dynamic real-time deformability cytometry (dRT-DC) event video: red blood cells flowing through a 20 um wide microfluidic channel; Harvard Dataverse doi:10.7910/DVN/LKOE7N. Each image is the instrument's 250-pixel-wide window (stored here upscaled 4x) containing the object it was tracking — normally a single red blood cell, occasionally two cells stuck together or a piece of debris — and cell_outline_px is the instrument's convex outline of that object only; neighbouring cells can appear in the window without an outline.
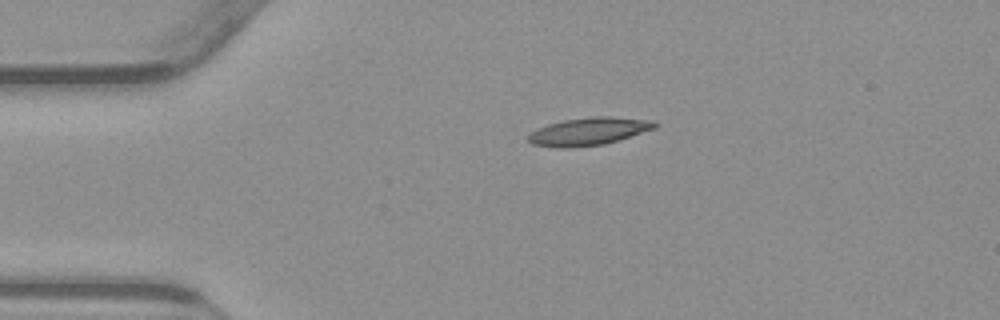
{"species": "common noctule bat (a hibernating species)", "species_latin": "Nyctalus noctula", "temperature_condition": "warm", "stored_images_in_passage": 43, "camera_frame_rate_fps": 3000, "um_per_image_px": 0.085, "animal": {"sex": "male", "body_mass_g": 23.1, "forearm_length_mm": 52.7}, "frame": {"image": 1, "passage_image": 1, "time_ms": 0.0, "image_size_px": [1000, 320], "cell_outline_px": [[660, 124], [656, 128], [620, 140], [604, 144], [568, 148], [560, 148], [532, 144], [528, 140], [528, 136], [532, 132], [548, 124], [564, 120], [592, 116], [608, 116], [656, 120]], "centroid_in_image_um": [50.13, 11.16], "position_along_channel_um": 34.9, "area_um2": 20.58}}
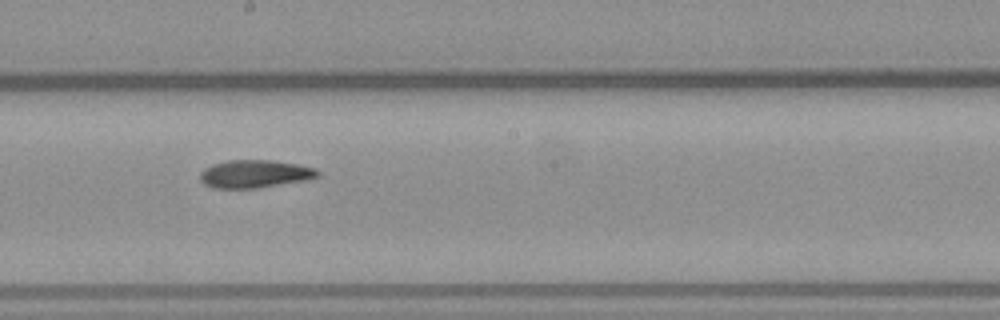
{"frame": {"image": 2, "passage_image": 19, "time_ms": 6.0, "image_size_px": [1000, 320], "cell_outline_px": [[320, 176], [304, 180], [256, 188], [212, 188], [204, 184], [200, 180], [200, 172], [204, 168], [212, 164], [228, 160], [268, 160], [296, 164], [316, 168], [320, 172]], "centroid_in_image_um": [21.62, 14.78], "position_along_channel_um": 226.6, "area_um2": 19.02}}
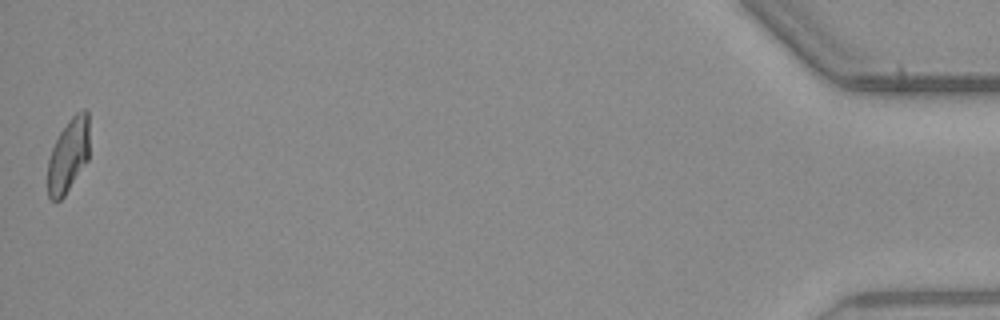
{"frame": {"image": 3, "passage_image": 43, "time_ms": 14.0, "image_size_px": [1000, 320], "cell_outline_px": [[88, 160], [64, 196], [56, 204], [48, 196], [48, 160], [52, 148], [60, 132], [68, 120], [76, 112], [84, 108], [88, 112]], "centroid_in_image_um": [5.8, 13.22], "position_along_channel_um": 429.4, "area_um2": 17.92}}